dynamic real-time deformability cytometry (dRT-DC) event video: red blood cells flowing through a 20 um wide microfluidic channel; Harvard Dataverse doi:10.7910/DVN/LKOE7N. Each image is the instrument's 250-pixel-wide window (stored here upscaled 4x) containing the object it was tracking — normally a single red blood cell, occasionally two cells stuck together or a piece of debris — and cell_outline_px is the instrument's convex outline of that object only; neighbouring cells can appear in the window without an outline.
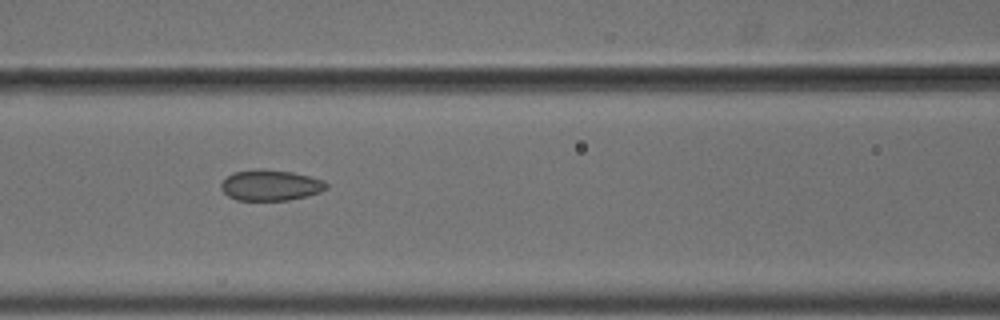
{"species": "common noctule bat (a hibernating species)", "species_latin": "Nyctalus noctula", "temperature_condition": "cold", "stored_images_in_passage": 13, "camera_frame_rate_fps": 3000, "um_per_image_px": 0.085, "animal": {"sex": "male", "body_mass_g": 18.8}, "frame": {"image": 1, "passage_image": 6, "time_ms": 1.667, "image_size_px": [1000, 320], "cell_outline_px": [[328, 188], [320, 192], [288, 200], [236, 200], [228, 196], [220, 188], [220, 184], [232, 172], [260, 168], [264, 168], [292, 172], [324, 180], [328, 184]], "centroid_in_image_um": [22.98, 15.73], "position_along_channel_um": 143.6, "area_um2": 18.96}}
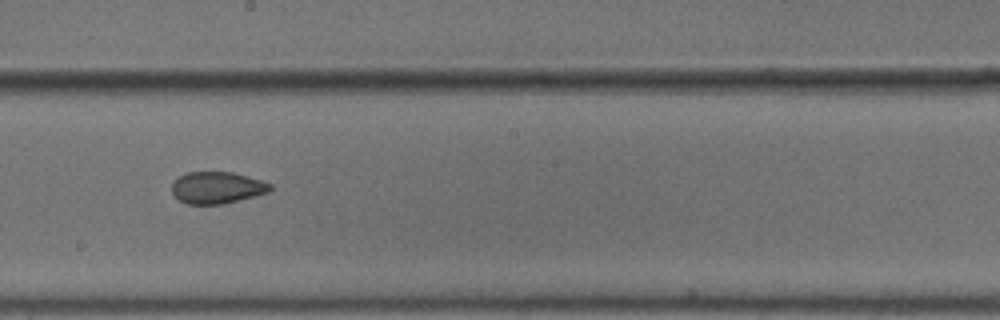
{"frame": {"image": 2, "passage_image": 8, "time_ms": 2.333, "image_size_px": [1000, 320], "cell_outline_px": [[272, 188], [268, 192], [224, 204], [188, 204], [180, 200], [172, 192], [172, 184], [180, 176], [188, 172], [232, 172], [260, 180], [272, 184]], "centroid_in_image_um": [18.45, 15.95], "position_along_channel_um": 229.7, "area_um2": 17.98}}
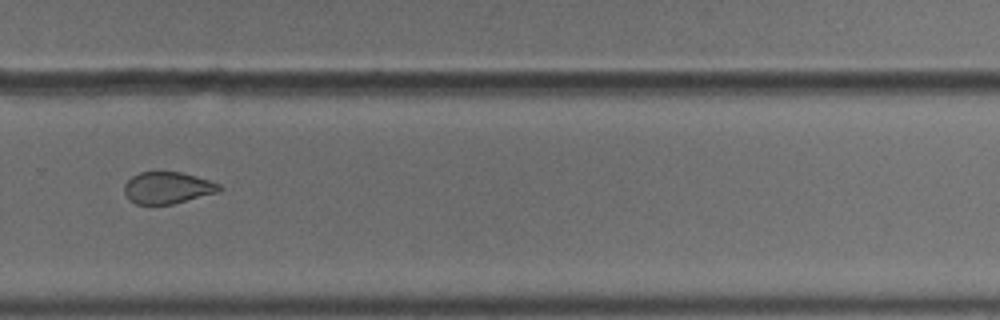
{"frame": {"image": 3, "passage_image": 10, "time_ms": 3.0, "image_size_px": [1000, 320], "cell_outline_px": [[224, 188], [220, 192], [172, 204], [136, 204], [128, 200], [124, 192], [124, 184], [132, 176], [140, 172], [180, 172], [208, 180], [220, 184]], "centroid_in_image_um": [14.24, 15.97], "position_along_channel_um": 315.6, "area_um2": 17.63}}